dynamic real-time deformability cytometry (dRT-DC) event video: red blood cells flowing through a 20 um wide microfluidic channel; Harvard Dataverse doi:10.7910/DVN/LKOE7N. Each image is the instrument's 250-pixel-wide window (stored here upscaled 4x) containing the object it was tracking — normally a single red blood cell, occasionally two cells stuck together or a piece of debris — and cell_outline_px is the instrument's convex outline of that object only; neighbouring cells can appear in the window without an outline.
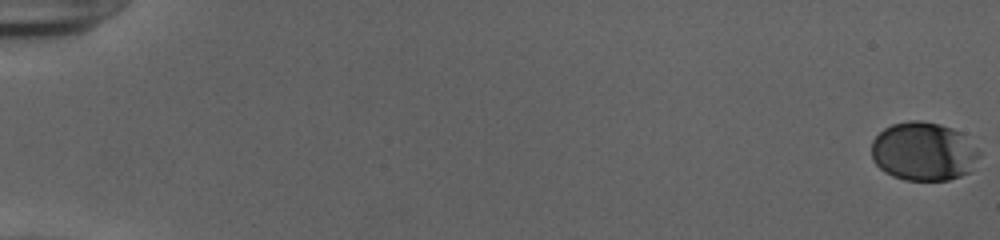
{"species": "human", "species_latin": "Homo sapiens", "temperature_condition": "cold", "stored_images_in_passage": 55, "camera_frame_rate_fps": 3000, "um_per_image_px": 0.085, "donor": {"sex": "female"}, "frame": {"image": 1, "passage_image": 1, "time_ms": 0.0, "image_size_px": [1000, 240], "cell_outline_px": [[980, 156], [968, 172], [960, 176], [948, 180], [904, 180], [892, 176], [884, 172], [872, 160], [872, 140], [884, 128], [892, 124], [908, 120], [920, 120], [940, 124], [952, 128], [960, 132], [980, 152]], "centroid_in_image_um": [78.47, 12.87], "position_along_channel_um": 6.5, "area_um2": 36.82}}
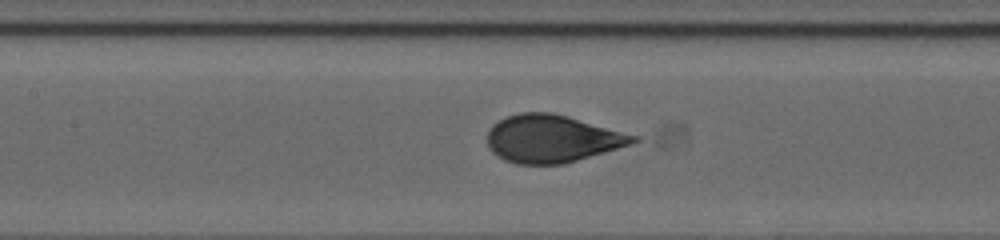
{"frame": {"image": 2, "passage_image": 28, "time_ms": 9.0, "image_size_px": [1000, 240], "cell_outline_px": [[640, 140], [616, 148], [564, 164], [516, 164], [504, 160], [496, 156], [488, 148], [488, 132], [492, 124], [508, 116], [520, 112], [552, 112], [568, 116], [640, 136]], "centroid_in_image_um": [46.89, 11.78], "position_along_channel_um": 160.5, "area_um2": 40.34}}
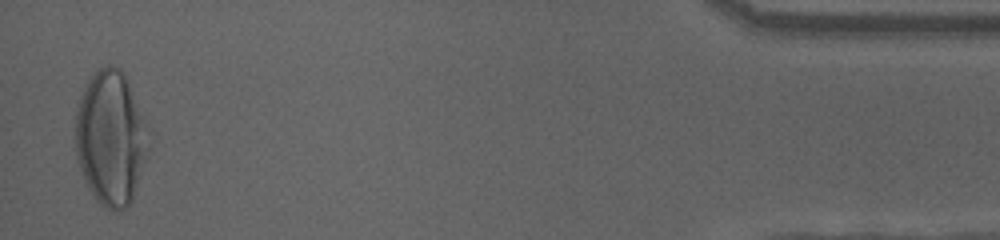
{"frame": {"image": 3, "passage_image": 54, "time_ms": 17.667, "image_size_px": [1000, 240], "cell_outline_px": [[148, 152], [132, 200], [120, 212], [116, 212], [100, 204], [96, 200], [84, 180], [76, 156], [76, 112], [80, 96], [84, 84], [104, 64], [112, 64], [120, 68], [124, 72], [148, 128]], "centroid_in_image_um": [9.4, 11.72], "position_along_channel_um": 425.8, "area_um2": 57.22}, "authors_computed_cell_mechanics": {"area_um2": 40.1132, "velocity_mm_per_s": 3.9148, "shape_relaxation_time_tau1_ms": 4.762, "shape_relaxation_time_tau2_ms": null, "deformation_change_tau1": 0.2152, "deformation_change_tau2": null}}